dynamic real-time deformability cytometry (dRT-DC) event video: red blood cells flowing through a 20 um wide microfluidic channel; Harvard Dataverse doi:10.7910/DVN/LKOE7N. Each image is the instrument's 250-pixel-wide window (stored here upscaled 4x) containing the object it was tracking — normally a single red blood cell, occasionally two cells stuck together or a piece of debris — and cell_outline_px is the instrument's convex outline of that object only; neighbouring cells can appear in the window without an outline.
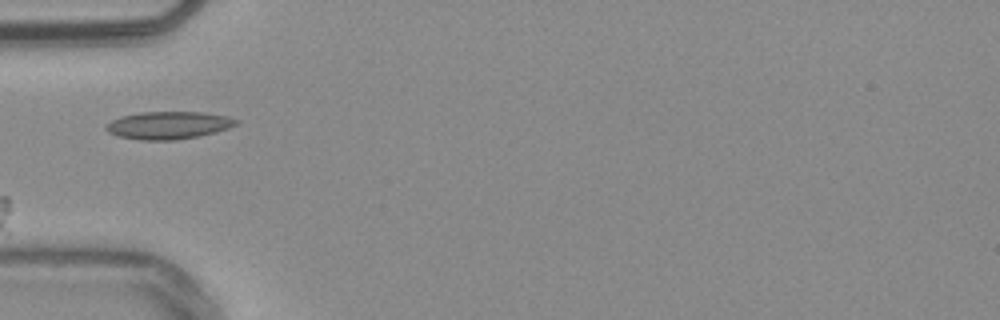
{"species": "common noctule bat (a hibernating species)", "species_latin": "Nyctalus noctula", "temperature_condition": "warm", "stored_images_in_passage": 32, "segment_of_instrument_passage": [1, 2], "camera_frame_rate_fps": 3000, "um_per_image_px": 0.085, "animal": {"sex": "male", "body_mass_g": 20.4}, "frame": {"image": 1, "passage_image": 1, "time_ms": 0.0, "image_size_px": [1000, 320], "cell_outline_px": [[240, 120], [236, 124], [228, 128], [216, 132], [200, 136], [176, 140], [140, 140], [120, 136], [108, 132], [104, 128], [104, 124], [120, 116], [140, 112], [204, 112], [228, 116]], "centroid_in_image_um": [14.31, 10.64], "position_along_channel_um": 70.7, "area_um2": 21.1}}